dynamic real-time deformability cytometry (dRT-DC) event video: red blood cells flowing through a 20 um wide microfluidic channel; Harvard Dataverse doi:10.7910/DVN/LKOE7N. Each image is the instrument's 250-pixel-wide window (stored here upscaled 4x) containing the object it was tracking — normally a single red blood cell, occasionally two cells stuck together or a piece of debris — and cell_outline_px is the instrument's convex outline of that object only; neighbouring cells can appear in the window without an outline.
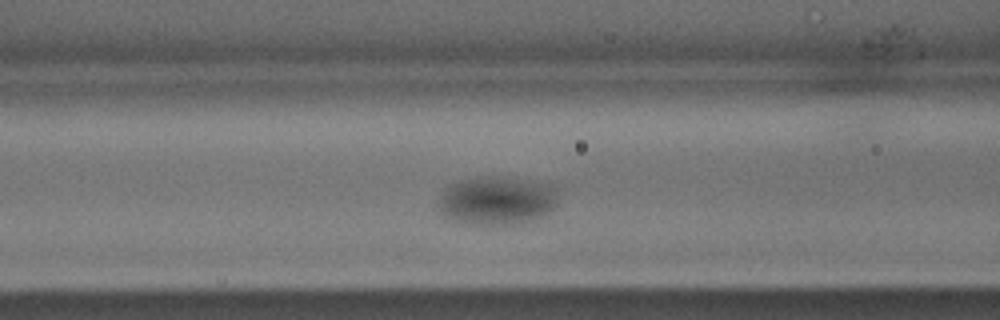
{"species": "common noctule bat (a hibernating species)", "species_latin": "Nyctalus noctula", "temperature_condition": "warm", "stored_images_in_passage": 33, "camera_frame_rate_fps": 3000, "um_per_image_px": 0.085, "animal": {"sex": "male", "body_mass_g": 15.6}, "frame": {"image": 1, "passage_image": 10, "time_ms": 3.0, "image_size_px": [1000, 320], "cell_outline_px": [[560, 204], [556, 208], [532, 220], [512, 224], [464, 224], [452, 220], [444, 216], [440, 212], [436, 204], [436, 200], [440, 192], [448, 184], [456, 180], [476, 176], [516, 176], [548, 180], [556, 184], [560, 188]], "centroid_in_image_um": [42.31, 16.97], "position_along_channel_um": 124.3, "area_um2": 36.18}}
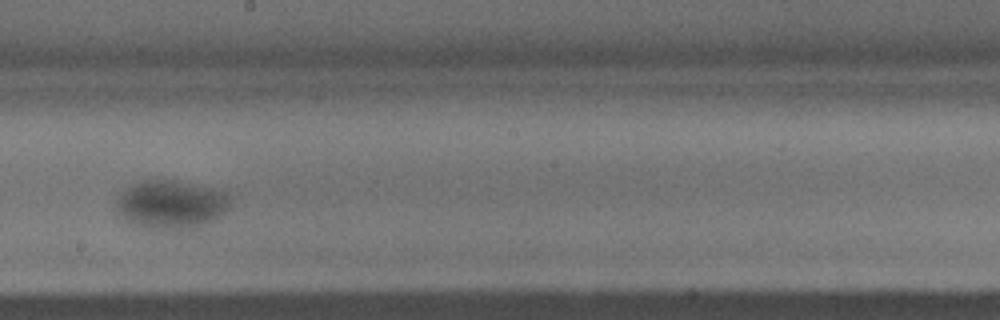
{"frame": {"image": 2, "passage_image": 16, "time_ms": 5.0, "image_size_px": [1000, 320], "cell_outline_px": [[236, 188], [232, 208], [220, 216], [204, 224], [192, 228], [140, 228], [120, 220], [112, 208], [116, 196], [128, 184], [140, 180], [156, 176]], "centroid_in_image_um": [14.61, 17.26], "position_along_channel_um": 233.6, "area_um2": 35.66}}
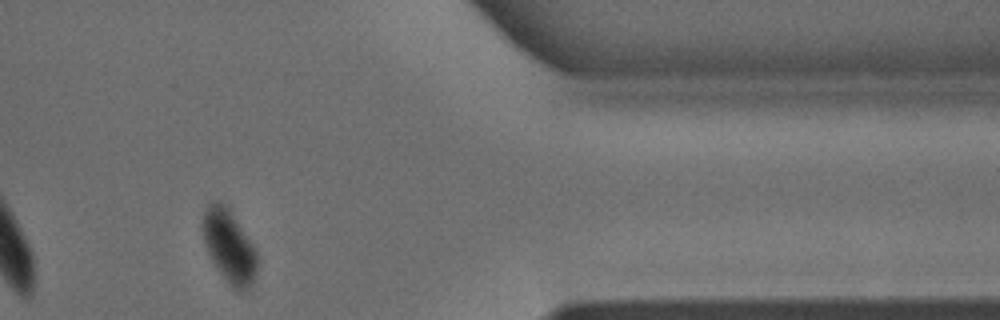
{"frame": {"image": 3, "passage_image": 26, "time_ms": 8.333, "image_size_px": [1000, 320], "cell_outline_px": [[260, 260], [256, 272], [248, 288], [244, 292], [236, 292], [232, 288], [220, 272], [212, 260], [208, 252], [200, 228], [200, 220], [208, 200], [220, 200], [228, 208], [252, 244]], "centroid_in_image_um": [19.44, 20.9], "position_along_channel_um": 392.0, "area_um2": 23.41}}